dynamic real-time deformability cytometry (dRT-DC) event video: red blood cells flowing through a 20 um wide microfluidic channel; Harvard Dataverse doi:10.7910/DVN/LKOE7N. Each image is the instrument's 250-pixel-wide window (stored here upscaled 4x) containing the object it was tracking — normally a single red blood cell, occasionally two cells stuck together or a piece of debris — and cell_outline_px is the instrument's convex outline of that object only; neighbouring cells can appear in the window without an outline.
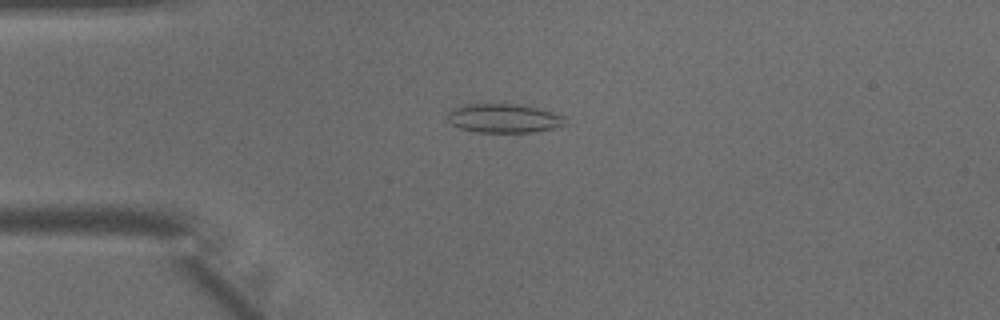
{"species": "common noctule bat (a hibernating species)", "species_latin": "Nyctalus noctula", "temperature_condition": "warm", "stored_images_in_passage": 25, "camera_frame_rate_fps": 3000, "um_per_image_px": 0.085, "animal": {"sex": "male", "body_mass_g": 15.6}, "frame": {"image": 1, "passage_image": 1, "time_ms": 0.0, "image_size_px": [1000, 320], "cell_outline_px": [[564, 124], [556, 128], [532, 132], [476, 132], [460, 128], [452, 124], [448, 120], [448, 112], [452, 108], [464, 104], [520, 104], [552, 112], [564, 116]], "centroid_in_image_um": [42.79, 10.05], "position_along_channel_um": 42.2, "area_um2": 19.77}}
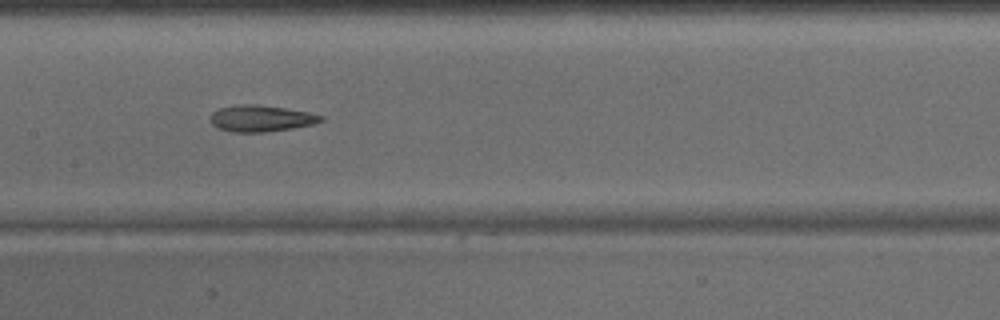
{"frame": {"image": 2, "passage_image": 12, "time_ms": 3.667, "image_size_px": [1000, 320], "cell_outline_px": [[324, 120], [312, 124], [292, 128], [264, 132], [232, 132], [220, 128], [212, 124], [212, 112], [220, 108], [236, 104], [260, 104], [308, 112], [324, 116]], "centroid_in_image_um": [22.2, 10.05], "position_along_channel_um": 185.2, "area_um2": 16.88}}
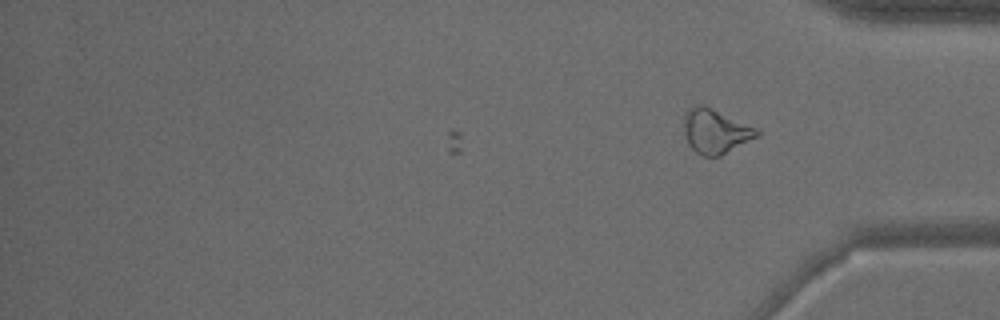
{"frame": {"image": 3, "passage_image": 25, "time_ms": 8.0, "image_size_px": [1000, 320], "cell_outline_px": [[760, 136], [720, 156], [704, 156], [696, 152], [688, 144], [684, 132], [684, 112], [688, 108], [700, 104], [704, 104], [760, 128]], "centroid_in_image_um": [60.85, 11.13], "position_along_channel_um": 374.3, "area_um2": 19.36}}